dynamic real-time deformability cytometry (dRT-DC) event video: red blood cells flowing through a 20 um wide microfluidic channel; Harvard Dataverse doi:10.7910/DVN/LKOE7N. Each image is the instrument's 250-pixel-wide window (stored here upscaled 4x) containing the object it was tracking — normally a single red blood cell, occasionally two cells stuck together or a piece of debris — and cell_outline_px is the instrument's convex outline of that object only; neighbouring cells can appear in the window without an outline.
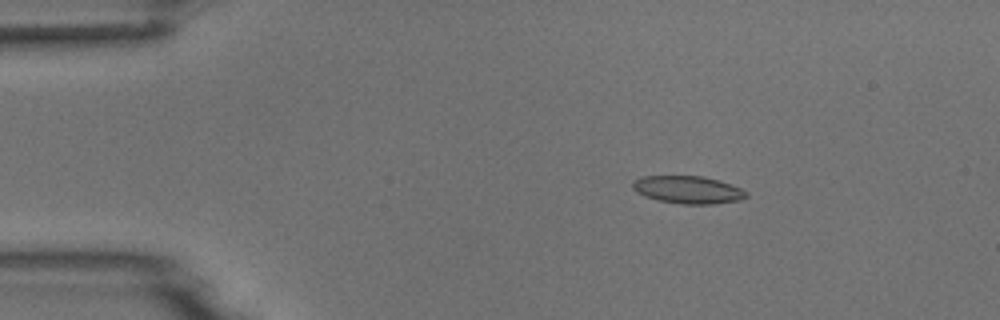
{"species": "common noctule bat (a hibernating species)", "species_latin": "Nyctalus noctula", "temperature_condition": "room temperature", "stored_images_in_passage": 3, "camera_frame_rate_fps": 3000, "um_per_image_px": 0.085, "animal": {"sex": "male", "body_mass_g": 18.8}, "frame": {"image": 1, "passage_image": 3, "time_ms": 2.333, "image_size_px": [1000, 320], "cell_outline_px": [[748, 196], [740, 200], [712, 204], [680, 204], [656, 200], [644, 196], [636, 192], [632, 188], [632, 180], [640, 176], [704, 176], [740, 188], [748, 192]], "centroid_in_image_um": [58.42, 16.13], "position_along_channel_um": 26.6, "area_um2": 18.38}}